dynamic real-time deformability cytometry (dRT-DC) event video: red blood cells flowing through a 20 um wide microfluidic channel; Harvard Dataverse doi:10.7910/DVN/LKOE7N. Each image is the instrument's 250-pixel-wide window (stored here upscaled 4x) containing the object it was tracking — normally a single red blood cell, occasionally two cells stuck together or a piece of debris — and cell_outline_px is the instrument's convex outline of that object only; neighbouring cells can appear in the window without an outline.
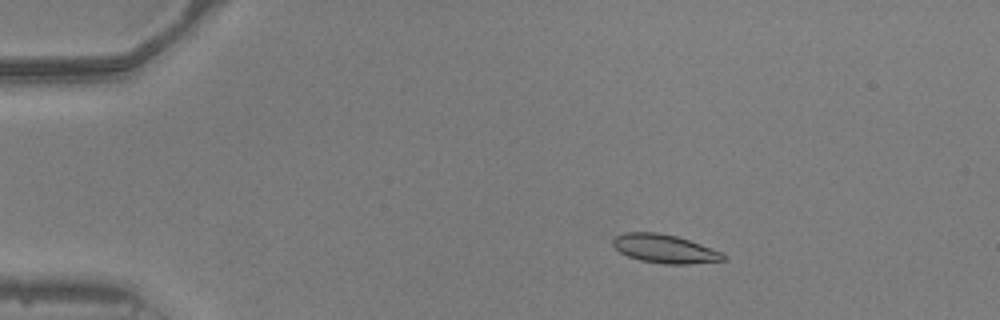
{"species": "common noctule bat (a hibernating species)", "species_latin": "Nyctalus noctula", "temperature_condition": "warm", "stored_images_in_passage": 18, "camera_frame_rate_fps": 3000, "um_per_image_px": 0.085, "animal": {"sex": "male", "body_mass_g": 20.5, "forearm_length_mm": 52.5}, "frame": {"image": 1, "passage_image": 8, "time_ms": 2.333, "image_size_px": [1000, 320], "cell_outline_px": [[728, 256], [724, 260], [684, 264], [664, 264], [640, 260], [628, 256], [620, 252], [612, 244], [612, 240], [616, 236], [624, 232], [656, 232], [676, 236], [700, 244], [720, 252]], "centroid_in_image_um": [56.46, 21.14], "position_along_channel_um": 28.5, "area_um2": 18.15}}